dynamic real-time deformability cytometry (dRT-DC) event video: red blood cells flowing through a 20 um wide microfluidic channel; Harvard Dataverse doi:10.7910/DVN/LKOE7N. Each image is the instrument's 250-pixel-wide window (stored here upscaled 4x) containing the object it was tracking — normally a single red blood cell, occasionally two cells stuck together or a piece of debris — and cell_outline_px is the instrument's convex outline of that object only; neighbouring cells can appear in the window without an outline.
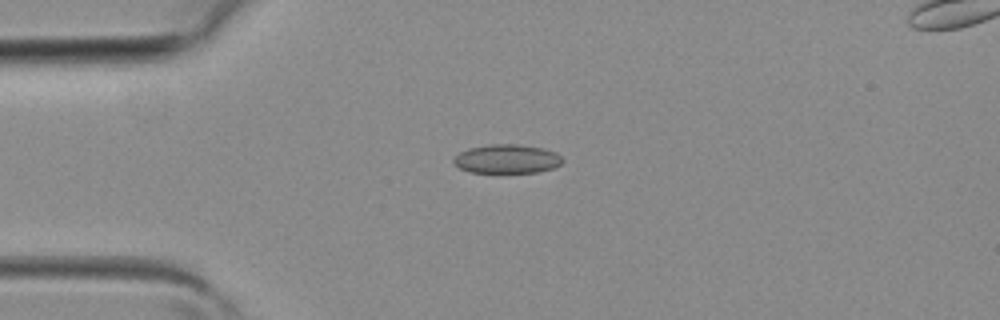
{"species": "common noctule bat (a hibernating species)", "species_latin": "Nyctalus noctula", "temperature_condition": "room temperature", "stored_images_in_passage": 3, "camera_frame_rate_fps": 3000, "um_per_image_px": 0.085, "animal": {"sex": "female", "body_mass_g": 19.3, "forearm_length_mm": 54.1}, "frame": {"image": 1, "passage_image": 1, "time_ms": 0.0, "image_size_px": [1000, 320], "cell_outline_px": [[564, 160], [560, 164], [552, 168], [536, 172], [468, 172], [460, 168], [452, 160], [460, 152], [468, 148], [488, 144], [516, 144], [544, 148], [556, 152]], "centroid_in_image_um": [43.09, 13.49], "position_along_channel_um": 41.9, "area_um2": 18.26}}
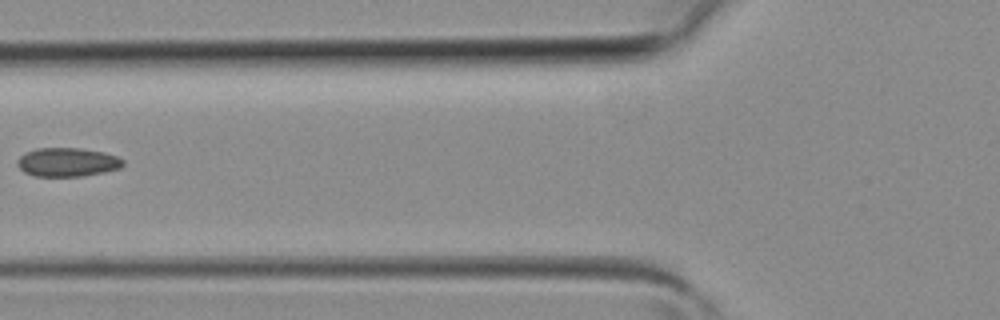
{"frame": {"image": 2, "passage_image": 3, "time_ms": 0.667, "image_size_px": [1000, 320], "cell_outline_px": [[124, 164], [120, 168], [104, 172], [80, 176], [32, 176], [24, 172], [16, 164], [16, 160], [20, 156], [28, 152], [40, 148], [80, 148], [104, 152], [116, 156], [124, 160]], "centroid_in_image_um": [5.72, 13.79], "position_along_channel_um": 120.1, "area_um2": 17.69}}